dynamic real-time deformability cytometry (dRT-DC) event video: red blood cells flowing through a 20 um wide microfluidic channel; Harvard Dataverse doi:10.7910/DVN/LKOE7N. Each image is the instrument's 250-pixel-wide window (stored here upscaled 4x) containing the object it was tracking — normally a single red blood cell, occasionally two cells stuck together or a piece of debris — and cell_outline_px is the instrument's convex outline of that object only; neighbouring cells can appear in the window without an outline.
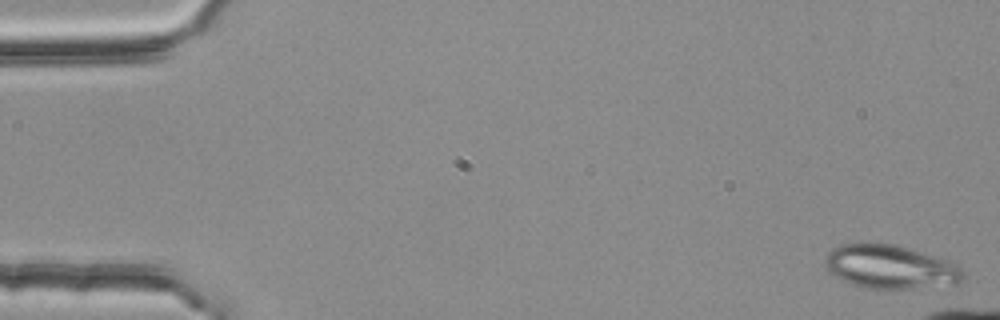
{"species": "common noctule bat (a hibernating species)", "species_latin": "Nyctalus noctula", "temperature_condition": "room temperature", "stored_images_in_passage": 14, "camera_frame_rate_fps": 3000, "um_per_image_px": 0.085, "animal": {"sex": "female", "body_mass_g": 25.1}, "frame": {"image": 1, "passage_image": 1, "time_ms": 0.0, "image_size_px": [1000, 320], "cell_outline_px": [[964, 276], [960, 284], [916, 288], [864, 288], [840, 280], [828, 272], [824, 264], [824, 260], [828, 252], [832, 248], [840, 244], [856, 240], [872, 240], [896, 244], [924, 252], [948, 260], [956, 264], [964, 272]], "centroid_in_image_um": [75.62, 22.63], "position_along_channel_um": 9.4, "area_um2": 36.41}}